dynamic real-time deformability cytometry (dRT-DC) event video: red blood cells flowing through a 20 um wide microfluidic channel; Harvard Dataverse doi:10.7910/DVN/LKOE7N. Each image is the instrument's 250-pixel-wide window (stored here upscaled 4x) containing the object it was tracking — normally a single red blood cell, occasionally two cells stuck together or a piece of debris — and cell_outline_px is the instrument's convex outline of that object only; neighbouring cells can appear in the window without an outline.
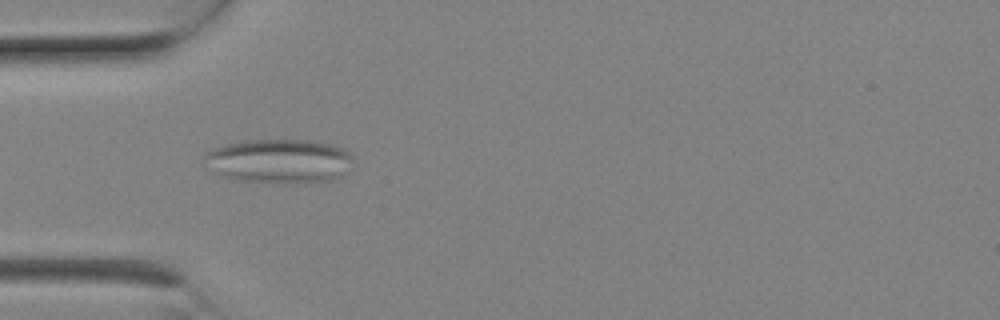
{"species": "Egyptian fruit bat (a non-hibernating species)", "species_latin": "Rousettus aegyptiacus", "temperature_condition": "room temperature", "stored_images_in_passage": 2, "camera_frame_rate_fps": 3000, "um_per_image_px": 0.085, "animal": {"sex": "female"}, "frame": {"image": 1, "passage_image": 1, "time_ms": 0.0, "image_size_px": [1000, 320], "cell_outline_px": [[352, 160], [340, 176], [332, 180], [292, 184], [284, 184], [236, 180], [220, 176], [216, 172], [204, 156], [204, 152], [212, 148], [244, 140], [312, 140], [332, 144], [352, 152]], "centroid_in_image_um": [23.75, 13.69], "position_along_channel_um": 61.3, "area_um2": 38.38}}